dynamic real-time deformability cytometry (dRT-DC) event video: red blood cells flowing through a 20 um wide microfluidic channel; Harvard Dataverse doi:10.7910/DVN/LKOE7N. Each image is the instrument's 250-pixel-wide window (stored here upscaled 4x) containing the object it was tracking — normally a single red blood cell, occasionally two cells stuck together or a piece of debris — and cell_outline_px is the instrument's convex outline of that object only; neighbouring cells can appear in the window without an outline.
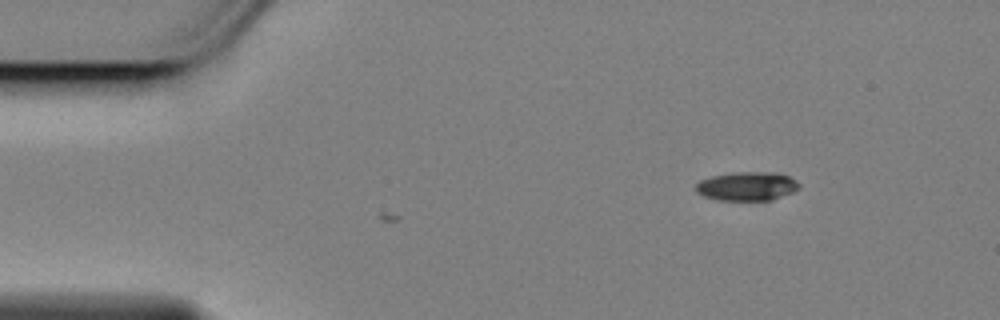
{"species": "Egyptian fruit bat (a non-hibernating species)", "species_latin": "Rousettus aegyptiacus", "temperature_condition": "cold", "stored_images_in_passage": 3, "camera_frame_rate_fps": 3000, "um_per_image_px": 0.085, "animal": {"sex": "female"}, "frame": {"image": 1, "passage_image": 1, "time_ms": 0.0, "image_size_px": [1000, 320], "cell_outline_px": [[800, 188], [792, 192], [772, 200], [716, 200], [704, 196], [696, 192], [696, 184], [700, 180], [712, 176], [732, 172], [780, 172], [796, 180], [800, 184]], "centroid_in_image_um": [63.51, 15.82], "position_along_channel_um": 21.5, "area_um2": 17.51}}